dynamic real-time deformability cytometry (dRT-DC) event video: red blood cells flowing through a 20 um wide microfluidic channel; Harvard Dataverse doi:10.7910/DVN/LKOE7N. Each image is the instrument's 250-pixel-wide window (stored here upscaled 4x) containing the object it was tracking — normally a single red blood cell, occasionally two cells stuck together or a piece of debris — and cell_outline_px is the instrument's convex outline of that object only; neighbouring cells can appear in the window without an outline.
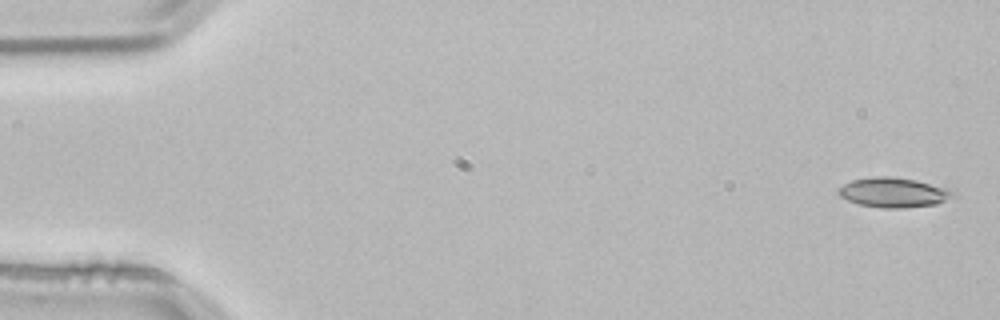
{"species": "common noctule bat (a hibernating species)", "species_latin": "Nyctalus noctula", "temperature_condition": "room temperature", "stored_images_in_passage": 3, "camera_frame_rate_fps": 3000, "um_per_image_px": 0.085, "animal": {"sex": "male", "body_mass_g": 21.5, "forearm_length_mm": 52.0}, "frame": {"image": 1, "passage_image": 1, "time_ms": 0.0, "image_size_px": [1000, 320], "cell_outline_px": [[956, 196], [936, 204], [904, 208], [884, 208], [860, 204], [848, 200], [840, 196], [836, 192], [836, 188], [852, 180], [876, 176], [888, 176], [916, 180], [948, 188], [956, 192]], "centroid_in_image_um": [75.96, 16.36], "position_along_channel_um": 9.0, "area_um2": 19.94}}
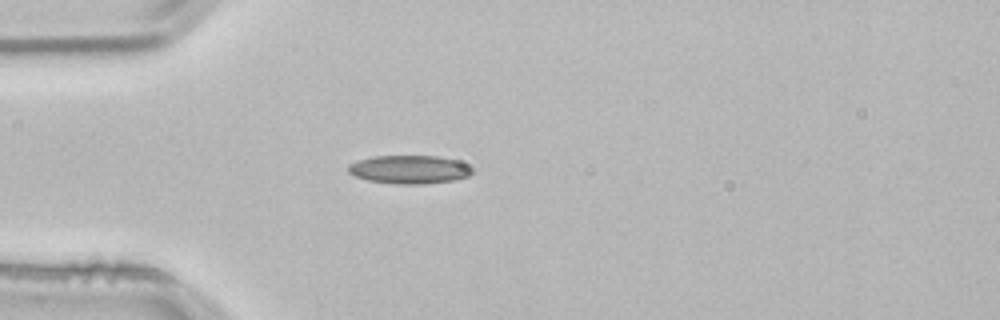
{"frame": {"image": 2, "passage_image": 3, "time_ms": 0.667, "image_size_px": [1000, 320], "cell_outline_px": [[472, 172], [468, 176], [456, 180], [424, 184], [396, 184], [368, 180], [356, 176], [348, 172], [348, 164], [372, 156], [436, 156], [456, 160], [472, 168]], "centroid_in_image_um": [34.79, 14.41], "position_along_channel_um": 50.2, "area_um2": 20.4}}